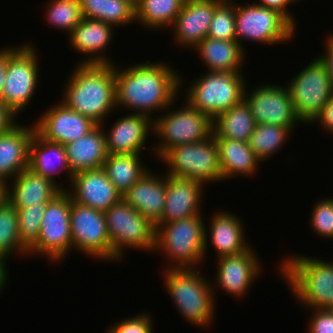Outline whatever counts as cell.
<instances>
[{
    "instance_id": "48",
    "label": "cell",
    "mask_w": 333,
    "mask_h": 333,
    "mask_svg": "<svg viewBox=\"0 0 333 333\" xmlns=\"http://www.w3.org/2000/svg\"><path fill=\"white\" fill-rule=\"evenodd\" d=\"M8 259L4 258V257H0V293L3 291V289H5L6 285H7V281H8V271L7 270V261ZM7 266V267H6Z\"/></svg>"
},
{
    "instance_id": "43",
    "label": "cell",
    "mask_w": 333,
    "mask_h": 333,
    "mask_svg": "<svg viewBox=\"0 0 333 333\" xmlns=\"http://www.w3.org/2000/svg\"><path fill=\"white\" fill-rule=\"evenodd\" d=\"M255 4L267 7L269 9L279 12L295 29L297 28V20L295 16L289 11L288 7L291 3L288 0H258Z\"/></svg>"
},
{
    "instance_id": "49",
    "label": "cell",
    "mask_w": 333,
    "mask_h": 333,
    "mask_svg": "<svg viewBox=\"0 0 333 333\" xmlns=\"http://www.w3.org/2000/svg\"><path fill=\"white\" fill-rule=\"evenodd\" d=\"M8 181L0 178V205L8 200Z\"/></svg>"
},
{
    "instance_id": "30",
    "label": "cell",
    "mask_w": 333,
    "mask_h": 333,
    "mask_svg": "<svg viewBox=\"0 0 333 333\" xmlns=\"http://www.w3.org/2000/svg\"><path fill=\"white\" fill-rule=\"evenodd\" d=\"M222 180L239 175L251 177L259 171L261 161L256 157L248 142L216 139Z\"/></svg>"
},
{
    "instance_id": "16",
    "label": "cell",
    "mask_w": 333,
    "mask_h": 333,
    "mask_svg": "<svg viewBox=\"0 0 333 333\" xmlns=\"http://www.w3.org/2000/svg\"><path fill=\"white\" fill-rule=\"evenodd\" d=\"M253 249L255 248L251 247L239 254L223 256L216 260V281L211 283L215 297L217 288L240 299L249 293L248 290L250 291L263 269L258 254Z\"/></svg>"
},
{
    "instance_id": "35",
    "label": "cell",
    "mask_w": 333,
    "mask_h": 333,
    "mask_svg": "<svg viewBox=\"0 0 333 333\" xmlns=\"http://www.w3.org/2000/svg\"><path fill=\"white\" fill-rule=\"evenodd\" d=\"M291 131L272 124H256L248 144L256 157L265 162L272 158L289 141ZM272 156V157H271Z\"/></svg>"
},
{
    "instance_id": "46",
    "label": "cell",
    "mask_w": 333,
    "mask_h": 333,
    "mask_svg": "<svg viewBox=\"0 0 333 333\" xmlns=\"http://www.w3.org/2000/svg\"><path fill=\"white\" fill-rule=\"evenodd\" d=\"M17 120V115L14 114L0 99V134L11 129L16 123H18Z\"/></svg>"
},
{
    "instance_id": "21",
    "label": "cell",
    "mask_w": 333,
    "mask_h": 333,
    "mask_svg": "<svg viewBox=\"0 0 333 333\" xmlns=\"http://www.w3.org/2000/svg\"><path fill=\"white\" fill-rule=\"evenodd\" d=\"M209 0H185L172 25L174 40L182 48H195L208 35L215 8ZM184 46V47H183Z\"/></svg>"
},
{
    "instance_id": "15",
    "label": "cell",
    "mask_w": 333,
    "mask_h": 333,
    "mask_svg": "<svg viewBox=\"0 0 333 333\" xmlns=\"http://www.w3.org/2000/svg\"><path fill=\"white\" fill-rule=\"evenodd\" d=\"M247 86L246 83L243 99L248 104L256 124L282 126L291 132L295 131L297 124H302L295 114L286 85L267 82L253 86L255 88L252 90L247 89Z\"/></svg>"
},
{
    "instance_id": "1",
    "label": "cell",
    "mask_w": 333,
    "mask_h": 333,
    "mask_svg": "<svg viewBox=\"0 0 333 333\" xmlns=\"http://www.w3.org/2000/svg\"><path fill=\"white\" fill-rule=\"evenodd\" d=\"M177 71L162 61H141L124 68L114 64L116 109L154 120V113L160 114L179 99L184 78Z\"/></svg>"
},
{
    "instance_id": "6",
    "label": "cell",
    "mask_w": 333,
    "mask_h": 333,
    "mask_svg": "<svg viewBox=\"0 0 333 333\" xmlns=\"http://www.w3.org/2000/svg\"><path fill=\"white\" fill-rule=\"evenodd\" d=\"M175 99L162 115L153 120V133L158 136V143L152 147L154 156L160 160L171 148L187 143H199L213 133V121L199 110L192 107L186 100L185 104L175 106ZM176 108V110H174ZM164 113V114H163Z\"/></svg>"
},
{
    "instance_id": "7",
    "label": "cell",
    "mask_w": 333,
    "mask_h": 333,
    "mask_svg": "<svg viewBox=\"0 0 333 333\" xmlns=\"http://www.w3.org/2000/svg\"><path fill=\"white\" fill-rule=\"evenodd\" d=\"M243 72H204L186 88L185 100L212 121L243 99L247 80Z\"/></svg>"
},
{
    "instance_id": "45",
    "label": "cell",
    "mask_w": 333,
    "mask_h": 333,
    "mask_svg": "<svg viewBox=\"0 0 333 333\" xmlns=\"http://www.w3.org/2000/svg\"><path fill=\"white\" fill-rule=\"evenodd\" d=\"M324 52L317 55L316 57L319 59V61L325 66L327 69V73L331 77L332 85H333V33L328 34V36L325 39L324 43Z\"/></svg>"
},
{
    "instance_id": "18",
    "label": "cell",
    "mask_w": 333,
    "mask_h": 333,
    "mask_svg": "<svg viewBox=\"0 0 333 333\" xmlns=\"http://www.w3.org/2000/svg\"><path fill=\"white\" fill-rule=\"evenodd\" d=\"M69 184L73 201L102 212L122 198L102 167L74 174Z\"/></svg>"
},
{
    "instance_id": "36",
    "label": "cell",
    "mask_w": 333,
    "mask_h": 333,
    "mask_svg": "<svg viewBox=\"0 0 333 333\" xmlns=\"http://www.w3.org/2000/svg\"><path fill=\"white\" fill-rule=\"evenodd\" d=\"M13 254L27 258L28 250L19 238L17 210L7 200L0 205V257L8 259Z\"/></svg>"
},
{
    "instance_id": "17",
    "label": "cell",
    "mask_w": 333,
    "mask_h": 333,
    "mask_svg": "<svg viewBox=\"0 0 333 333\" xmlns=\"http://www.w3.org/2000/svg\"><path fill=\"white\" fill-rule=\"evenodd\" d=\"M33 122L36 132L41 137L62 145L79 139L97 126L92 120L70 109L61 101L51 105Z\"/></svg>"
},
{
    "instance_id": "8",
    "label": "cell",
    "mask_w": 333,
    "mask_h": 333,
    "mask_svg": "<svg viewBox=\"0 0 333 333\" xmlns=\"http://www.w3.org/2000/svg\"><path fill=\"white\" fill-rule=\"evenodd\" d=\"M104 214L111 241L113 261H123V256L127 254L125 252L129 247L138 251L154 253L155 225L123 198L114 203Z\"/></svg>"
},
{
    "instance_id": "42",
    "label": "cell",
    "mask_w": 333,
    "mask_h": 333,
    "mask_svg": "<svg viewBox=\"0 0 333 333\" xmlns=\"http://www.w3.org/2000/svg\"><path fill=\"white\" fill-rule=\"evenodd\" d=\"M311 310L307 333H333V309ZM313 311V312H312Z\"/></svg>"
},
{
    "instance_id": "5",
    "label": "cell",
    "mask_w": 333,
    "mask_h": 333,
    "mask_svg": "<svg viewBox=\"0 0 333 333\" xmlns=\"http://www.w3.org/2000/svg\"><path fill=\"white\" fill-rule=\"evenodd\" d=\"M203 214L155 225V252L166 257L164 269L197 268L205 259Z\"/></svg>"
},
{
    "instance_id": "40",
    "label": "cell",
    "mask_w": 333,
    "mask_h": 333,
    "mask_svg": "<svg viewBox=\"0 0 333 333\" xmlns=\"http://www.w3.org/2000/svg\"><path fill=\"white\" fill-rule=\"evenodd\" d=\"M309 224L317 236L333 240V197L322 198L313 205Z\"/></svg>"
},
{
    "instance_id": "23",
    "label": "cell",
    "mask_w": 333,
    "mask_h": 333,
    "mask_svg": "<svg viewBox=\"0 0 333 333\" xmlns=\"http://www.w3.org/2000/svg\"><path fill=\"white\" fill-rule=\"evenodd\" d=\"M119 117L105 131L108 154H142L149 134L153 133V120L140 114L127 113Z\"/></svg>"
},
{
    "instance_id": "22",
    "label": "cell",
    "mask_w": 333,
    "mask_h": 333,
    "mask_svg": "<svg viewBox=\"0 0 333 333\" xmlns=\"http://www.w3.org/2000/svg\"><path fill=\"white\" fill-rule=\"evenodd\" d=\"M204 187L200 181L166 174V203L161 220L156 225L203 214Z\"/></svg>"
},
{
    "instance_id": "19",
    "label": "cell",
    "mask_w": 333,
    "mask_h": 333,
    "mask_svg": "<svg viewBox=\"0 0 333 333\" xmlns=\"http://www.w3.org/2000/svg\"><path fill=\"white\" fill-rule=\"evenodd\" d=\"M212 215L208 227L205 226V257L209 244L215 250V259L236 255L251 248L245 237V226L240 217L225 209L217 210Z\"/></svg>"
},
{
    "instance_id": "31",
    "label": "cell",
    "mask_w": 333,
    "mask_h": 333,
    "mask_svg": "<svg viewBox=\"0 0 333 333\" xmlns=\"http://www.w3.org/2000/svg\"><path fill=\"white\" fill-rule=\"evenodd\" d=\"M256 126L255 119L246 101L242 99L229 110L221 112L213 120L215 139H230L248 142Z\"/></svg>"
},
{
    "instance_id": "11",
    "label": "cell",
    "mask_w": 333,
    "mask_h": 333,
    "mask_svg": "<svg viewBox=\"0 0 333 333\" xmlns=\"http://www.w3.org/2000/svg\"><path fill=\"white\" fill-rule=\"evenodd\" d=\"M159 161L167 166L165 174L172 177L189 178L204 185L223 181L217 141L213 134L199 143L175 146Z\"/></svg>"
},
{
    "instance_id": "12",
    "label": "cell",
    "mask_w": 333,
    "mask_h": 333,
    "mask_svg": "<svg viewBox=\"0 0 333 333\" xmlns=\"http://www.w3.org/2000/svg\"><path fill=\"white\" fill-rule=\"evenodd\" d=\"M70 211L71 196L66 190L48 202L41 223L40 236L28 250L29 257L35 255L46 257L48 261L58 264L71 254L73 247Z\"/></svg>"
},
{
    "instance_id": "28",
    "label": "cell",
    "mask_w": 333,
    "mask_h": 333,
    "mask_svg": "<svg viewBox=\"0 0 333 333\" xmlns=\"http://www.w3.org/2000/svg\"><path fill=\"white\" fill-rule=\"evenodd\" d=\"M104 127L92 131L65 146L68 166L72 174L101 168L108 157Z\"/></svg>"
},
{
    "instance_id": "20",
    "label": "cell",
    "mask_w": 333,
    "mask_h": 333,
    "mask_svg": "<svg viewBox=\"0 0 333 333\" xmlns=\"http://www.w3.org/2000/svg\"><path fill=\"white\" fill-rule=\"evenodd\" d=\"M114 26L100 20L83 18L68 35L72 49L79 54H85L78 64H115L108 58L106 48L111 45ZM105 51V53H104ZM104 53V54H103Z\"/></svg>"
},
{
    "instance_id": "44",
    "label": "cell",
    "mask_w": 333,
    "mask_h": 333,
    "mask_svg": "<svg viewBox=\"0 0 333 333\" xmlns=\"http://www.w3.org/2000/svg\"><path fill=\"white\" fill-rule=\"evenodd\" d=\"M314 123L318 125L320 124L319 126L322 127L325 132L327 131V133L333 135V96L310 125H313Z\"/></svg>"
},
{
    "instance_id": "25",
    "label": "cell",
    "mask_w": 333,
    "mask_h": 333,
    "mask_svg": "<svg viewBox=\"0 0 333 333\" xmlns=\"http://www.w3.org/2000/svg\"><path fill=\"white\" fill-rule=\"evenodd\" d=\"M35 131L34 123H16L0 134V178L10 181L29 166V145Z\"/></svg>"
},
{
    "instance_id": "34",
    "label": "cell",
    "mask_w": 333,
    "mask_h": 333,
    "mask_svg": "<svg viewBox=\"0 0 333 333\" xmlns=\"http://www.w3.org/2000/svg\"><path fill=\"white\" fill-rule=\"evenodd\" d=\"M185 0H139L135 4L136 22L149 30L171 28Z\"/></svg>"
},
{
    "instance_id": "37",
    "label": "cell",
    "mask_w": 333,
    "mask_h": 333,
    "mask_svg": "<svg viewBox=\"0 0 333 333\" xmlns=\"http://www.w3.org/2000/svg\"><path fill=\"white\" fill-rule=\"evenodd\" d=\"M45 7L47 24L68 35L83 19L79 0H49Z\"/></svg>"
},
{
    "instance_id": "51",
    "label": "cell",
    "mask_w": 333,
    "mask_h": 333,
    "mask_svg": "<svg viewBox=\"0 0 333 333\" xmlns=\"http://www.w3.org/2000/svg\"><path fill=\"white\" fill-rule=\"evenodd\" d=\"M291 4H292V6H293V4H296V3H298V2H300L301 3V1L302 0H288ZM304 1V0H303Z\"/></svg>"
},
{
    "instance_id": "4",
    "label": "cell",
    "mask_w": 333,
    "mask_h": 333,
    "mask_svg": "<svg viewBox=\"0 0 333 333\" xmlns=\"http://www.w3.org/2000/svg\"><path fill=\"white\" fill-rule=\"evenodd\" d=\"M200 270L199 266L164 269L161 274L165 289L180 315L190 325L207 329L215 322L213 319H215L217 298L215 299L211 280Z\"/></svg>"
},
{
    "instance_id": "26",
    "label": "cell",
    "mask_w": 333,
    "mask_h": 333,
    "mask_svg": "<svg viewBox=\"0 0 333 333\" xmlns=\"http://www.w3.org/2000/svg\"><path fill=\"white\" fill-rule=\"evenodd\" d=\"M8 201L16 208L48 203L63 190L50 179L26 167L8 181Z\"/></svg>"
},
{
    "instance_id": "32",
    "label": "cell",
    "mask_w": 333,
    "mask_h": 333,
    "mask_svg": "<svg viewBox=\"0 0 333 333\" xmlns=\"http://www.w3.org/2000/svg\"><path fill=\"white\" fill-rule=\"evenodd\" d=\"M83 18L100 20L114 27L136 22L135 4L131 0H79Z\"/></svg>"
},
{
    "instance_id": "47",
    "label": "cell",
    "mask_w": 333,
    "mask_h": 333,
    "mask_svg": "<svg viewBox=\"0 0 333 333\" xmlns=\"http://www.w3.org/2000/svg\"><path fill=\"white\" fill-rule=\"evenodd\" d=\"M7 69V47L0 48V99L4 88Z\"/></svg>"
},
{
    "instance_id": "9",
    "label": "cell",
    "mask_w": 333,
    "mask_h": 333,
    "mask_svg": "<svg viewBox=\"0 0 333 333\" xmlns=\"http://www.w3.org/2000/svg\"><path fill=\"white\" fill-rule=\"evenodd\" d=\"M23 44L7 47L6 78L1 94L3 103L17 117L35 99L40 73L36 47L29 41Z\"/></svg>"
},
{
    "instance_id": "2",
    "label": "cell",
    "mask_w": 333,
    "mask_h": 333,
    "mask_svg": "<svg viewBox=\"0 0 333 333\" xmlns=\"http://www.w3.org/2000/svg\"><path fill=\"white\" fill-rule=\"evenodd\" d=\"M63 94L67 107L104 126L109 113L116 110L114 64H76Z\"/></svg>"
},
{
    "instance_id": "33",
    "label": "cell",
    "mask_w": 333,
    "mask_h": 333,
    "mask_svg": "<svg viewBox=\"0 0 333 333\" xmlns=\"http://www.w3.org/2000/svg\"><path fill=\"white\" fill-rule=\"evenodd\" d=\"M143 154H108L103 163L109 180L123 195L134 185L148 170L143 166Z\"/></svg>"
},
{
    "instance_id": "29",
    "label": "cell",
    "mask_w": 333,
    "mask_h": 333,
    "mask_svg": "<svg viewBox=\"0 0 333 333\" xmlns=\"http://www.w3.org/2000/svg\"><path fill=\"white\" fill-rule=\"evenodd\" d=\"M211 72H242L246 49L233 40L206 37L194 49Z\"/></svg>"
},
{
    "instance_id": "52",
    "label": "cell",
    "mask_w": 333,
    "mask_h": 333,
    "mask_svg": "<svg viewBox=\"0 0 333 333\" xmlns=\"http://www.w3.org/2000/svg\"><path fill=\"white\" fill-rule=\"evenodd\" d=\"M134 4H136L139 0H131Z\"/></svg>"
},
{
    "instance_id": "10",
    "label": "cell",
    "mask_w": 333,
    "mask_h": 333,
    "mask_svg": "<svg viewBox=\"0 0 333 333\" xmlns=\"http://www.w3.org/2000/svg\"><path fill=\"white\" fill-rule=\"evenodd\" d=\"M236 42L245 49L243 41L261 45H280L295 38L296 30L279 12L254 3L235 4Z\"/></svg>"
},
{
    "instance_id": "14",
    "label": "cell",
    "mask_w": 333,
    "mask_h": 333,
    "mask_svg": "<svg viewBox=\"0 0 333 333\" xmlns=\"http://www.w3.org/2000/svg\"><path fill=\"white\" fill-rule=\"evenodd\" d=\"M72 247L86 257L113 261L105 214L72 200L70 211ZM77 249V250H76Z\"/></svg>"
},
{
    "instance_id": "39",
    "label": "cell",
    "mask_w": 333,
    "mask_h": 333,
    "mask_svg": "<svg viewBox=\"0 0 333 333\" xmlns=\"http://www.w3.org/2000/svg\"><path fill=\"white\" fill-rule=\"evenodd\" d=\"M235 4H219L214 11L207 37L236 41Z\"/></svg>"
},
{
    "instance_id": "38",
    "label": "cell",
    "mask_w": 333,
    "mask_h": 333,
    "mask_svg": "<svg viewBox=\"0 0 333 333\" xmlns=\"http://www.w3.org/2000/svg\"><path fill=\"white\" fill-rule=\"evenodd\" d=\"M48 203L31 205L17 210L19 238L21 244L29 250L40 236V228Z\"/></svg>"
},
{
    "instance_id": "41",
    "label": "cell",
    "mask_w": 333,
    "mask_h": 333,
    "mask_svg": "<svg viewBox=\"0 0 333 333\" xmlns=\"http://www.w3.org/2000/svg\"><path fill=\"white\" fill-rule=\"evenodd\" d=\"M152 319L150 314L141 312L133 317L114 322L105 333H153L154 320Z\"/></svg>"
},
{
    "instance_id": "24",
    "label": "cell",
    "mask_w": 333,
    "mask_h": 333,
    "mask_svg": "<svg viewBox=\"0 0 333 333\" xmlns=\"http://www.w3.org/2000/svg\"><path fill=\"white\" fill-rule=\"evenodd\" d=\"M148 170L122 198L136 211L156 225L163 215L166 203V174Z\"/></svg>"
},
{
    "instance_id": "50",
    "label": "cell",
    "mask_w": 333,
    "mask_h": 333,
    "mask_svg": "<svg viewBox=\"0 0 333 333\" xmlns=\"http://www.w3.org/2000/svg\"><path fill=\"white\" fill-rule=\"evenodd\" d=\"M209 1H214L218 4H236V0H209Z\"/></svg>"
},
{
    "instance_id": "27",
    "label": "cell",
    "mask_w": 333,
    "mask_h": 333,
    "mask_svg": "<svg viewBox=\"0 0 333 333\" xmlns=\"http://www.w3.org/2000/svg\"><path fill=\"white\" fill-rule=\"evenodd\" d=\"M28 167L53 181L62 190L67 189L56 180V176L64 172L67 179H69L68 183L71 182L73 176L68 166L65 146L45 140L36 131L29 145Z\"/></svg>"
},
{
    "instance_id": "13",
    "label": "cell",
    "mask_w": 333,
    "mask_h": 333,
    "mask_svg": "<svg viewBox=\"0 0 333 333\" xmlns=\"http://www.w3.org/2000/svg\"><path fill=\"white\" fill-rule=\"evenodd\" d=\"M286 87L301 123L310 125L333 96L331 77L316 57L293 75Z\"/></svg>"
},
{
    "instance_id": "3",
    "label": "cell",
    "mask_w": 333,
    "mask_h": 333,
    "mask_svg": "<svg viewBox=\"0 0 333 333\" xmlns=\"http://www.w3.org/2000/svg\"><path fill=\"white\" fill-rule=\"evenodd\" d=\"M321 259L292 254L277 266L295 300L306 309H333V264Z\"/></svg>"
}]
</instances>
